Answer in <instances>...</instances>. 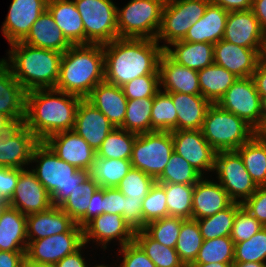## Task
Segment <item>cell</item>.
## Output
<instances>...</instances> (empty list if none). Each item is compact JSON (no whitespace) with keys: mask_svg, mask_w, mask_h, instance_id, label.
Here are the masks:
<instances>
[{"mask_svg":"<svg viewBox=\"0 0 266 267\" xmlns=\"http://www.w3.org/2000/svg\"><path fill=\"white\" fill-rule=\"evenodd\" d=\"M23 267H55V266L49 265V264H38V263L27 261L25 259Z\"/></svg>","mask_w":266,"mask_h":267,"instance_id":"68","label":"cell"},{"mask_svg":"<svg viewBox=\"0 0 266 267\" xmlns=\"http://www.w3.org/2000/svg\"><path fill=\"white\" fill-rule=\"evenodd\" d=\"M234 241L230 237L203 240L193 263H234Z\"/></svg>","mask_w":266,"mask_h":267,"instance_id":"46","label":"cell"},{"mask_svg":"<svg viewBox=\"0 0 266 267\" xmlns=\"http://www.w3.org/2000/svg\"><path fill=\"white\" fill-rule=\"evenodd\" d=\"M262 228H264V226L241 206L235 214L230 238L234 241V244L246 241Z\"/></svg>","mask_w":266,"mask_h":267,"instance_id":"51","label":"cell"},{"mask_svg":"<svg viewBox=\"0 0 266 267\" xmlns=\"http://www.w3.org/2000/svg\"><path fill=\"white\" fill-rule=\"evenodd\" d=\"M167 93L177 112V130H202L204 118L212 103L201 94Z\"/></svg>","mask_w":266,"mask_h":267,"instance_id":"29","label":"cell"},{"mask_svg":"<svg viewBox=\"0 0 266 267\" xmlns=\"http://www.w3.org/2000/svg\"><path fill=\"white\" fill-rule=\"evenodd\" d=\"M232 267H265V263H259V262L233 263Z\"/></svg>","mask_w":266,"mask_h":267,"instance_id":"66","label":"cell"},{"mask_svg":"<svg viewBox=\"0 0 266 267\" xmlns=\"http://www.w3.org/2000/svg\"><path fill=\"white\" fill-rule=\"evenodd\" d=\"M264 38L265 33L251 9L228 13L223 40L255 49L261 55Z\"/></svg>","mask_w":266,"mask_h":267,"instance_id":"20","label":"cell"},{"mask_svg":"<svg viewBox=\"0 0 266 267\" xmlns=\"http://www.w3.org/2000/svg\"><path fill=\"white\" fill-rule=\"evenodd\" d=\"M130 160L108 159L95 156L89 176L103 188H116L131 170Z\"/></svg>","mask_w":266,"mask_h":267,"instance_id":"36","label":"cell"},{"mask_svg":"<svg viewBox=\"0 0 266 267\" xmlns=\"http://www.w3.org/2000/svg\"><path fill=\"white\" fill-rule=\"evenodd\" d=\"M210 3L218 5L228 12L247 11L252 8L253 0H209Z\"/></svg>","mask_w":266,"mask_h":267,"instance_id":"61","label":"cell"},{"mask_svg":"<svg viewBox=\"0 0 266 267\" xmlns=\"http://www.w3.org/2000/svg\"><path fill=\"white\" fill-rule=\"evenodd\" d=\"M29 166H32L30 169L49 192L53 206L58 207L89 177V171L79 170L61 160L44 142H39L33 148Z\"/></svg>","mask_w":266,"mask_h":267,"instance_id":"5","label":"cell"},{"mask_svg":"<svg viewBox=\"0 0 266 267\" xmlns=\"http://www.w3.org/2000/svg\"><path fill=\"white\" fill-rule=\"evenodd\" d=\"M47 10L72 45H85V30L73 0H48Z\"/></svg>","mask_w":266,"mask_h":267,"instance_id":"31","label":"cell"},{"mask_svg":"<svg viewBox=\"0 0 266 267\" xmlns=\"http://www.w3.org/2000/svg\"><path fill=\"white\" fill-rule=\"evenodd\" d=\"M134 241L142 248L156 267H186L175 248L160 244L144 230L135 231Z\"/></svg>","mask_w":266,"mask_h":267,"instance_id":"38","label":"cell"},{"mask_svg":"<svg viewBox=\"0 0 266 267\" xmlns=\"http://www.w3.org/2000/svg\"><path fill=\"white\" fill-rule=\"evenodd\" d=\"M266 262V227L249 240L235 244L234 263Z\"/></svg>","mask_w":266,"mask_h":267,"instance_id":"48","label":"cell"},{"mask_svg":"<svg viewBox=\"0 0 266 267\" xmlns=\"http://www.w3.org/2000/svg\"><path fill=\"white\" fill-rule=\"evenodd\" d=\"M233 263H220V262H213V263H191L188 267H232Z\"/></svg>","mask_w":266,"mask_h":267,"instance_id":"65","label":"cell"},{"mask_svg":"<svg viewBox=\"0 0 266 267\" xmlns=\"http://www.w3.org/2000/svg\"><path fill=\"white\" fill-rule=\"evenodd\" d=\"M117 252L119 253L117 254V261L118 259L120 261L117 262L119 263L118 267H156L135 241L127 243L123 247H118Z\"/></svg>","mask_w":266,"mask_h":267,"instance_id":"53","label":"cell"},{"mask_svg":"<svg viewBox=\"0 0 266 267\" xmlns=\"http://www.w3.org/2000/svg\"><path fill=\"white\" fill-rule=\"evenodd\" d=\"M105 81L117 86L148 74H159L162 46L152 39L117 38L103 45Z\"/></svg>","mask_w":266,"mask_h":267,"instance_id":"1","label":"cell"},{"mask_svg":"<svg viewBox=\"0 0 266 267\" xmlns=\"http://www.w3.org/2000/svg\"><path fill=\"white\" fill-rule=\"evenodd\" d=\"M154 97L128 99L123 125L120 127L137 135L151 132V112Z\"/></svg>","mask_w":266,"mask_h":267,"instance_id":"37","label":"cell"},{"mask_svg":"<svg viewBox=\"0 0 266 267\" xmlns=\"http://www.w3.org/2000/svg\"><path fill=\"white\" fill-rule=\"evenodd\" d=\"M165 0H130L117 6L119 38H146L155 40L162 18Z\"/></svg>","mask_w":266,"mask_h":267,"instance_id":"7","label":"cell"},{"mask_svg":"<svg viewBox=\"0 0 266 267\" xmlns=\"http://www.w3.org/2000/svg\"><path fill=\"white\" fill-rule=\"evenodd\" d=\"M90 267H118V265L117 264L114 265V266L112 264L111 265H108V264L105 265V264H102V262H101V264L100 263H98V264L96 263L94 266L90 265Z\"/></svg>","mask_w":266,"mask_h":267,"instance_id":"70","label":"cell"},{"mask_svg":"<svg viewBox=\"0 0 266 267\" xmlns=\"http://www.w3.org/2000/svg\"><path fill=\"white\" fill-rule=\"evenodd\" d=\"M202 177L181 155L173 152L156 182L195 185Z\"/></svg>","mask_w":266,"mask_h":267,"instance_id":"44","label":"cell"},{"mask_svg":"<svg viewBox=\"0 0 266 267\" xmlns=\"http://www.w3.org/2000/svg\"><path fill=\"white\" fill-rule=\"evenodd\" d=\"M115 127L108 118L86 98L81 99L75 115L73 130L97 151Z\"/></svg>","mask_w":266,"mask_h":267,"instance_id":"21","label":"cell"},{"mask_svg":"<svg viewBox=\"0 0 266 267\" xmlns=\"http://www.w3.org/2000/svg\"><path fill=\"white\" fill-rule=\"evenodd\" d=\"M174 152L181 155L202 176L208 177L215 167L217 151L207 142L202 130L171 131Z\"/></svg>","mask_w":266,"mask_h":267,"instance_id":"14","label":"cell"},{"mask_svg":"<svg viewBox=\"0 0 266 267\" xmlns=\"http://www.w3.org/2000/svg\"><path fill=\"white\" fill-rule=\"evenodd\" d=\"M237 78L232 72L213 63L198 71L201 95L216 104Z\"/></svg>","mask_w":266,"mask_h":267,"instance_id":"34","label":"cell"},{"mask_svg":"<svg viewBox=\"0 0 266 267\" xmlns=\"http://www.w3.org/2000/svg\"><path fill=\"white\" fill-rule=\"evenodd\" d=\"M260 58L266 64V34H265V38L263 41V48H262Z\"/></svg>","mask_w":266,"mask_h":267,"instance_id":"69","label":"cell"},{"mask_svg":"<svg viewBox=\"0 0 266 267\" xmlns=\"http://www.w3.org/2000/svg\"><path fill=\"white\" fill-rule=\"evenodd\" d=\"M203 243L199 225L195 219H184L175 249L186 267L193 263Z\"/></svg>","mask_w":266,"mask_h":267,"instance_id":"40","label":"cell"},{"mask_svg":"<svg viewBox=\"0 0 266 267\" xmlns=\"http://www.w3.org/2000/svg\"><path fill=\"white\" fill-rule=\"evenodd\" d=\"M16 124L6 115L0 113V134H6L9 132Z\"/></svg>","mask_w":266,"mask_h":267,"instance_id":"64","label":"cell"},{"mask_svg":"<svg viewBox=\"0 0 266 267\" xmlns=\"http://www.w3.org/2000/svg\"><path fill=\"white\" fill-rule=\"evenodd\" d=\"M263 118H266V99L263 101Z\"/></svg>","mask_w":266,"mask_h":267,"instance_id":"71","label":"cell"},{"mask_svg":"<svg viewBox=\"0 0 266 267\" xmlns=\"http://www.w3.org/2000/svg\"><path fill=\"white\" fill-rule=\"evenodd\" d=\"M166 193L168 216L192 218L193 191L195 185L161 184Z\"/></svg>","mask_w":266,"mask_h":267,"instance_id":"42","label":"cell"},{"mask_svg":"<svg viewBox=\"0 0 266 267\" xmlns=\"http://www.w3.org/2000/svg\"><path fill=\"white\" fill-rule=\"evenodd\" d=\"M177 131V112L170 94L159 90L154 96L151 132Z\"/></svg>","mask_w":266,"mask_h":267,"instance_id":"43","label":"cell"},{"mask_svg":"<svg viewBox=\"0 0 266 267\" xmlns=\"http://www.w3.org/2000/svg\"><path fill=\"white\" fill-rule=\"evenodd\" d=\"M252 79L260 98L264 101L266 99V64L261 59L252 74Z\"/></svg>","mask_w":266,"mask_h":267,"instance_id":"60","label":"cell"},{"mask_svg":"<svg viewBox=\"0 0 266 267\" xmlns=\"http://www.w3.org/2000/svg\"><path fill=\"white\" fill-rule=\"evenodd\" d=\"M27 216L8 204L0 205V251L26 252Z\"/></svg>","mask_w":266,"mask_h":267,"instance_id":"26","label":"cell"},{"mask_svg":"<svg viewBox=\"0 0 266 267\" xmlns=\"http://www.w3.org/2000/svg\"><path fill=\"white\" fill-rule=\"evenodd\" d=\"M25 252L0 251V267H23Z\"/></svg>","mask_w":266,"mask_h":267,"instance_id":"62","label":"cell"},{"mask_svg":"<svg viewBox=\"0 0 266 267\" xmlns=\"http://www.w3.org/2000/svg\"><path fill=\"white\" fill-rule=\"evenodd\" d=\"M228 11L209 3L201 19L187 31L183 41L216 44L223 39Z\"/></svg>","mask_w":266,"mask_h":267,"instance_id":"32","label":"cell"},{"mask_svg":"<svg viewBox=\"0 0 266 267\" xmlns=\"http://www.w3.org/2000/svg\"><path fill=\"white\" fill-rule=\"evenodd\" d=\"M39 143L35 135L24 125H15L2 134L0 140V167L24 169L30 165L33 148Z\"/></svg>","mask_w":266,"mask_h":267,"instance_id":"17","label":"cell"},{"mask_svg":"<svg viewBox=\"0 0 266 267\" xmlns=\"http://www.w3.org/2000/svg\"><path fill=\"white\" fill-rule=\"evenodd\" d=\"M98 188L99 184L89 176L85 182L72 191L68 199L59 207L78 223L86 215L92 196Z\"/></svg>","mask_w":266,"mask_h":267,"instance_id":"45","label":"cell"},{"mask_svg":"<svg viewBox=\"0 0 266 267\" xmlns=\"http://www.w3.org/2000/svg\"><path fill=\"white\" fill-rule=\"evenodd\" d=\"M256 134L266 142V118L262 119L261 127L256 131Z\"/></svg>","mask_w":266,"mask_h":267,"instance_id":"67","label":"cell"},{"mask_svg":"<svg viewBox=\"0 0 266 267\" xmlns=\"http://www.w3.org/2000/svg\"><path fill=\"white\" fill-rule=\"evenodd\" d=\"M202 132L207 142L218 151L237 150L256 131L237 115L212 104L206 113Z\"/></svg>","mask_w":266,"mask_h":267,"instance_id":"6","label":"cell"},{"mask_svg":"<svg viewBox=\"0 0 266 267\" xmlns=\"http://www.w3.org/2000/svg\"><path fill=\"white\" fill-rule=\"evenodd\" d=\"M22 43L64 53L72 44L57 27L55 20L46 9L31 26Z\"/></svg>","mask_w":266,"mask_h":267,"instance_id":"30","label":"cell"},{"mask_svg":"<svg viewBox=\"0 0 266 267\" xmlns=\"http://www.w3.org/2000/svg\"><path fill=\"white\" fill-rule=\"evenodd\" d=\"M137 134L114 128L96 151L97 156L108 159L130 160Z\"/></svg>","mask_w":266,"mask_h":267,"instance_id":"41","label":"cell"},{"mask_svg":"<svg viewBox=\"0 0 266 267\" xmlns=\"http://www.w3.org/2000/svg\"><path fill=\"white\" fill-rule=\"evenodd\" d=\"M164 187L155 182L142 202L143 222L147 225L150 222L168 216Z\"/></svg>","mask_w":266,"mask_h":267,"instance_id":"50","label":"cell"},{"mask_svg":"<svg viewBox=\"0 0 266 267\" xmlns=\"http://www.w3.org/2000/svg\"><path fill=\"white\" fill-rule=\"evenodd\" d=\"M90 247L87 244H83L78 250L74 253L65 256L63 259L58 261L54 266L55 267H90V264L87 263L88 260L84 257V248ZM87 260V261H86Z\"/></svg>","mask_w":266,"mask_h":267,"instance_id":"59","label":"cell"},{"mask_svg":"<svg viewBox=\"0 0 266 267\" xmlns=\"http://www.w3.org/2000/svg\"><path fill=\"white\" fill-rule=\"evenodd\" d=\"M86 99L100 110L115 128L123 125L128 99L122 87L103 81L93 88Z\"/></svg>","mask_w":266,"mask_h":267,"instance_id":"28","label":"cell"},{"mask_svg":"<svg viewBox=\"0 0 266 267\" xmlns=\"http://www.w3.org/2000/svg\"><path fill=\"white\" fill-rule=\"evenodd\" d=\"M216 104L243 119L255 131L262 125L263 101L252 77L237 78Z\"/></svg>","mask_w":266,"mask_h":267,"instance_id":"12","label":"cell"},{"mask_svg":"<svg viewBox=\"0 0 266 267\" xmlns=\"http://www.w3.org/2000/svg\"><path fill=\"white\" fill-rule=\"evenodd\" d=\"M25 105V89L0 59V113L9 117L16 125H20L24 122Z\"/></svg>","mask_w":266,"mask_h":267,"instance_id":"27","label":"cell"},{"mask_svg":"<svg viewBox=\"0 0 266 267\" xmlns=\"http://www.w3.org/2000/svg\"><path fill=\"white\" fill-rule=\"evenodd\" d=\"M48 0H12L1 32L8 44L22 41L31 26L47 9Z\"/></svg>","mask_w":266,"mask_h":267,"instance_id":"19","label":"cell"},{"mask_svg":"<svg viewBox=\"0 0 266 267\" xmlns=\"http://www.w3.org/2000/svg\"><path fill=\"white\" fill-rule=\"evenodd\" d=\"M260 59V54L255 49L241 47L223 39L214 44V63L238 78L252 77Z\"/></svg>","mask_w":266,"mask_h":267,"instance_id":"22","label":"cell"},{"mask_svg":"<svg viewBox=\"0 0 266 267\" xmlns=\"http://www.w3.org/2000/svg\"><path fill=\"white\" fill-rule=\"evenodd\" d=\"M101 214H103V187H99L93 194L86 215L77 225L83 228L89 221Z\"/></svg>","mask_w":266,"mask_h":267,"instance_id":"58","label":"cell"},{"mask_svg":"<svg viewBox=\"0 0 266 267\" xmlns=\"http://www.w3.org/2000/svg\"><path fill=\"white\" fill-rule=\"evenodd\" d=\"M164 52L176 63L199 71L214 63V44L208 42L177 41Z\"/></svg>","mask_w":266,"mask_h":267,"instance_id":"33","label":"cell"},{"mask_svg":"<svg viewBox=\"0 0 266 267\" xmlns=\"http://www.w3.org/2000/svg\"><path fill=\"white\" fill-rule=\"evenodd\" d=\"M81 99L55 88L26 92L23 124L39 142L53 134L73 130L76 110Z\"/></svg>","mask_w":266,"mask_h":267,"instance_id":"2","label":"cell"},{"mask_svg":"<svg viewBox=\"0 0 266 267\" xmlns=\"http://www.w3.org/2000/svg\"><path fill=\"white\" fill-rule=\"evenodd\" d=\"M142 202L143 200L127 198L124 195V213L122 217L134 231L143 230L146 227L143 222Z\"/></svg>","mask_w":266,"mask_h":267,"instance_id":"55","label":"cell"},{"mask_svg":"<svg viewBox=\"0 0 266 267\" xmlns=\"http://www.w3.org/2000/svg\"><path fill=\"white\" fill-rule=\"evenodd\" d=\"M121 87L127 99L154 97L160 90L159 74L134 78Z\"/></svg>","mask_w":266,"mask_h":267,"instance_id":"52","label":"cell"},{"mask_svg":"<svg viewBox=\"0 0 266 267\" xmlns=\"http://www.w3.org/2000/svg\"><path fill=\"white\" fill-rule=\"evenodd\" d=\"M103 213H124V195L117 188H103Z\"/></svg>","mask_w":266,"mask_h":267,"instance_id":"57","label":"cell"},{"mask_svg":"<svg viewBox=\"0 0 266 267\" xmlns=\"http://www.w3.org/2000/svg\"><path fill=\"white\" fill-rule=\"evenodd\" d=\"M241 206L242 204L233 202L229 207L212 216L196 220L203 240L230 237L235 214Z\"/></svg>","mask_w":266,"mask_h":267,"instance_id":"39","label":"cell"},{"mask_svg":"<svg viewBox=\"0 0 266 267\" xmlns=\"http://www.w3.org/2000/svg\"><path fill=\"white\" fill-rule=\"evenodd\" d=\"M209 3V0H165L161 26L155 40L163 43V49L183 40L190 27L204 15Z\"/></svg>","mask_w":266,"mask_h":267,"instance_id":"8","label":"cell"},{"mask_svg":"<svg viewBox=\"0 0 266 267\" xmlns=\"http://www.w3.org/2000/svg\"><path fill=\"white\" fill-rule=\"evenodd\" d=\"M242 206L266 227V186H258Z\"/></svg>","mask_w":266,"mask_h":267,"instance_id":"54","label":"cell"},{"mask_svg":"<svg viewBox=\"0 0 266 267\" xmlns=\"http://www.w3.org/2000/svg\"><path fill=\"white\" fill-rule=\"evenodd\" d=\"M81 15L86 44H107L119 38L117 5L112 0H73Z\"/></svg>","mask_w":266,"mask_h":267,"instance_id":"10","label":"cell"},{"mask_svg":"<svg viewBox=\"0 0 266 267\" xmlns=\"http://www.w3.org/2000/svg\"><path fill=\"white\" fill-rule=\"evenodd\" d=\"M66 232H83V228L60 207L27 215V239L37 240Z\"/></svg>","mask_w":266,"mask_h":267,"instance_id":"23","label":"cell"},{"mask_svg":"<svg viewBox=\"0 0 266 267\" xmlns=\"http://www.w3.org/2000/svg\"><path fill=\"white\" fill-rule=\"evenodd\" d=\"M183 220L181 217L167 216L148 223L143 230L160 244L175 248Z\"/></svg>","mask_w":266,"mask_h":267,"instance_id":"47","label":"cell"},{"mask_svg":"<svg viewBox=\"0 0 266 267\" xmlns=\"http://www.w3.org/2000/svg\"><path fill=\"white\" fill-rule=\"evenodd\" d=\"M206 178L203 176L194 186L192 219L195 220L212 216L233 203L218 181Z\"/></svg>","mask_w":266,"mask_h":267,"instance_id":"24","label":"cell"},{"mask_svg":"<svg viewBox=\"0 0 266 267\" xmlns=\"http://www.w3.org/2000/svg\"><path fill=\"white\" fill-rule=\"evenodd\" d=\"M9 45L10 49L6 53L8 57L1 60L10 68L14 78L26 92L56 87L63 53L34 47L21 41Z\"/></svg>","mask_w":266,"mask_h":267,"instance_id":"3","label":"cell"},{"mask_svg":"<svg viewBox=\"0 0 266 267\" xmlns=\"http://www.w3.org/2000/svg\"><path fill=\"white\" fill-rule=\"evenodd\" d=\"M103 81V45H72L63 53L55 89L85 99Z\"/></svg>","mask_w":266,"mask_h":267,"instance_id":"4","label":"cell"},{"mask_svg":"<svg viewBox=\"0 0 266 267\" xmlns=\"http://www.w3.org/2000/svg\"><path fill=\"white\" fill-rule=\"evenodd\" d=\"M251 10L258 19L263 32L266 34V0H253Z\"/></svg>","mask_w":266,"mask_h":267,"instance_id":"63","label":"cell"},{"mask_svg":"<svg viewBox=\"0 0 266 267\" xmlns=\"http://www.w3.org/2000/svg\"><path fill=\"white\" fill-rule=\"evenodd\" d=\"M43 142L57 157L79 170L89 171L97 155L74 130L53 134Z\"/></svg>","mask_w":266,"mask_h":267,"instance_id":"18","label":"cell"},{"mask_svg":"<svg viewBox=\"0 0 266 267\" xmlns=\"http://www.w3.org/2000/svg\"><path fill=\"white\" fill-rule=\"evenodd\" d=\"M135 231L129 226L120 214L103 213L83 227L84 244H94L98 250L106 251L110 243L118 242L117 246L123 247L134 241ZM115 240V241H114ZM99 246V247H98Z\"/></svg>","mask_w":266,"mask_h":267,"instance_id":"13","label":"cell"},{"mask_svg":"<svg viewBox=\"0 0 266 267\" xmlns=\"http://www.w3.org/2000/svg\"><path fill=\"white\" fill-rule=\"evenodd\" d=\"M173 152L174 144L170 131L148 132L137 135L130 161L133 168L143 171L156 181Z\"/></svg>","mask_w":266,"mask_h":267,"instance_id":"9","label":"cell"},{"mask_svg":"<svg viewBox=\"0 0 266 267\" xmlns=\"http://www.w3.org/2000/svg\"><path fill=\"white\" fill-rule=\"evenodd\" d=\"M20 169L0 167V202L6 204L14 194Z\"/></svg>","mask_w":266,"mask_h":267,"instance_id":"56","label":"cell"},{"mask_svg":"<svg viewBox=\"0 0 266 267\" xmlns=\"http://www.w3.org/2000/svg\"><path fill=\"white\" fill-rule=\"evenodd\" d=\"M29 168L20 169L14 194L6 203L26 216L46 211L53 206L49 192Z\"/></svg>","mask_w":266,"mask_h":267,"instance_id":"16","label":"cell"},{"mask_svg":"<svg viewBox=\"0 0 266 267\" xmlns=\"http://www.w3.org/2000/svg\"><path fill=\"white\" fill-rule=\"evenodd\" d=\"M257 186H266V142L255 134L236 150Z\"/></svg>","mask_w":266,"mask_h":267,"instance_id":"35","label":"cell"},{"mask_svg":"<svg viewBox=\"0 0 266 267\" xmlns=\"http://www.w3.org/2000/svg\"><path fill=\"white\" fill-rule=\"evenodd\" d=\"M155 182L148 174L132 167L116 188L127 198L144 200Z\"/></svg>","mask_w":266,"mask_h":267,"instance_id":"49","label":"cell"},{"mask_svg":"<svg viewBox=\"0 0 266 267\" xmlns=\"http://www.w3.org/2000/svg\"><path fill=\"white\" fill-rule=\"evenodd\" d=\"M233 202L243 204L257 189L236 150L218 151L213 171Z\"/></svg>","mask_w":266,"mask_h":267,"instance_id":"11","label":"cell"},{"mask_svg":"<svg viewBox=\"0 0 266 267\" xmlns=\"http://www.w3.org/2000/svg\"><path fill=\"white\" fill-rule=\"evenodd\" d=\"M159 82L164 92L201 94L198 71L176 63L165 52L159 60Z\"/></svg>","mask_w":266,"mask_h":267,"instance_id":"25","label":"cell"},{"mask_svg":"<svg viewBox=\"0 0 266 267\" xmlns=\"http://www.w3.org/2000/svg\"><path fill=\"white\" fill-rule=\"evenodd\" d=\"M83 244V232L59 233L43 239L28 240L25 257L30 262L55 265Z\"/></svg>","mask_w":266,"mask_h":267,"instance_id":"15","label":"cell"}]
</instances>
